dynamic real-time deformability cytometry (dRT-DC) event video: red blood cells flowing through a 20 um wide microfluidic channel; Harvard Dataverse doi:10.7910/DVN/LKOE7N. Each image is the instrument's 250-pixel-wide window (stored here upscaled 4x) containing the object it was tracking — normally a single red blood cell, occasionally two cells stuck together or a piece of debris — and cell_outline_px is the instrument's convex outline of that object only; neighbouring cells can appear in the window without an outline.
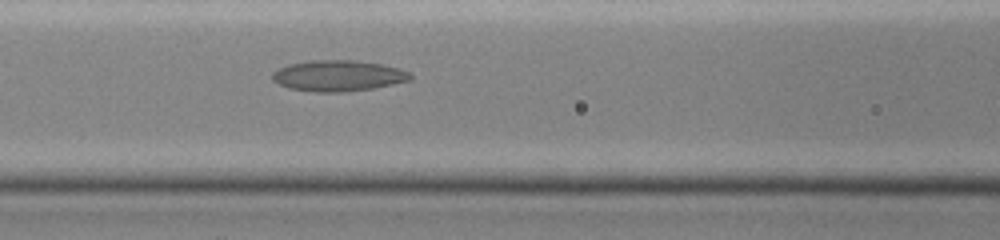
{"species": "common noctule bat (a hibernating species)", "species_latin": "Nyctalus noctula", "temperature_condition": "cold", "stored_images_in_passage": 16, "camera_frame_rate_fps": 3000, "um_per_image_px": 0.085, "animal": {"sex": "female", "body_mass_g": 19.0, "forearm_length_mm": 51.5}, "frame": {"image": 1, "passage_image": 10, "time_ms": 3.667, "image_size_px": [1000, 240], "cell_outline_px": [[412, 80], [372, 88], [340, 92], [316, 92], [288, 88], [272, 80], [272, 72], [288, 64], [312, 60], [352, 60], [380, 64], [400, 68], [408, 72], [412, 76]], "centroid_in_image_um": [28.73, 6.43], "position_along_channel_um": 137.9, "area_um2": 24.74}}
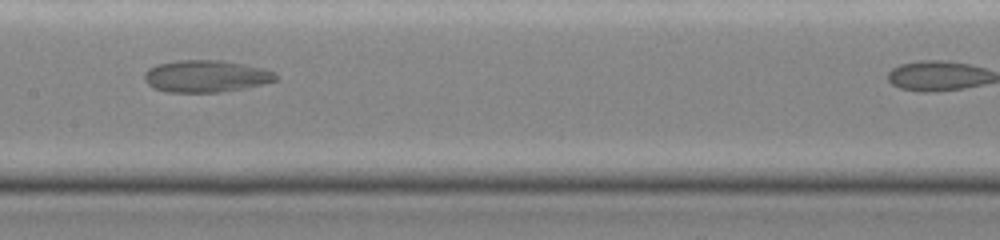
{"frame": {"image": 2, "passage_image": 14, "time_ms": 5.0, "image_size_px": [1000, 240], "cell_outline_px": [[280, 76], [276, 80], [244, 88], [220, 92], [168, 92], [156, 88], [148, 84], [144, 80], [144, 72], [148, 68], [156, 64], [176, 60], [220, 60], [244, 64], [264, 68], [276, 72]], "centroid_in_image_um": [17.51, 6.46], "position_along_channel_um": 189.9, "area_um2": 24.62}}